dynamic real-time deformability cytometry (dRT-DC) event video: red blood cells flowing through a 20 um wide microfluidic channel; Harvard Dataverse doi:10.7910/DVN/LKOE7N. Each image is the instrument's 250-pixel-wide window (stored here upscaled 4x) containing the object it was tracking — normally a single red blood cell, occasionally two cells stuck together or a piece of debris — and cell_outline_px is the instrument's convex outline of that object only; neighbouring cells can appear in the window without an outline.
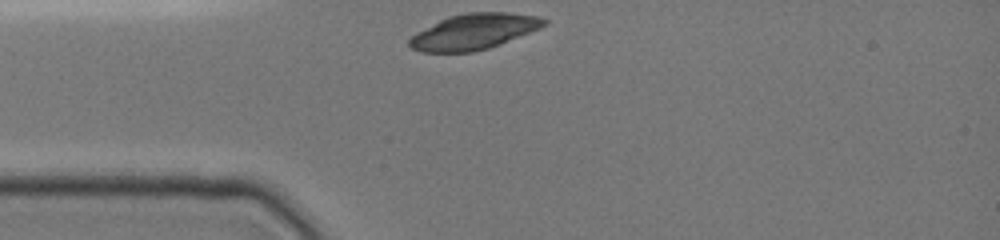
{"species": "common noctule bat (a hibernating species)", "species_latin": "Nyctalus noctula", "temperature_condition": "cold", "stored_images_in_passage": 30, "camera_frame_rate_fps": 3000, "um_per_image_px": 0.085, "animal": {"sex": "female", "body_mass_g": 19.0, "forearm_length_mm": 51.5}, "frame": {"image": 1, "passage_image": 1, "time_ms": 0.0, "image_size_px": [1000, 240], "cell_outline_px": [[548, 24], [540, 28], [500, 44], [488, 48], [472, 52], [420, 52], [412, 48], [408, 44], [408, 40], [416, 32], [448, 16], [468, 12], [508, 12], [540, 16], [548, 20]], "centroid_in_image_um": [40.3, 2.68], "position_along_channel_um": 44.7, "area_um2": 28.03}}
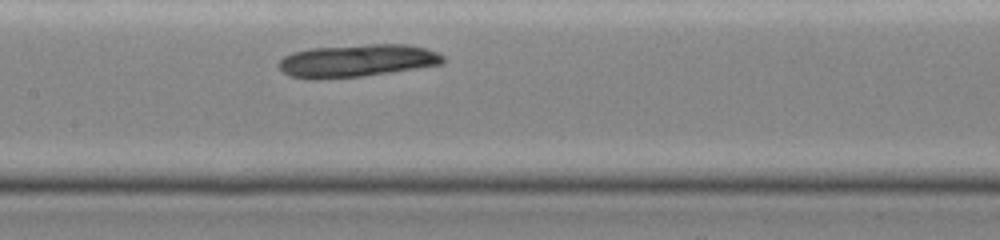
{"frame": {"image": 2, "passage_image": 12, "time_ms": 3.667, "image_size_px": [1000, 240], "cell_outline_px": [[444, 64], [392, 72], [364, 76], [316, 80], [312, 80], [288, 76], [280, 68], [280, 60], [284, 56], [292, 52], [312, 48], [368, 44], [404, 44], [428, 48], [444, 56]], "centroid_in_image_um": [30.35, 5.17], "position_along_channel_um": 177.0, "area_um2": 31.5}}
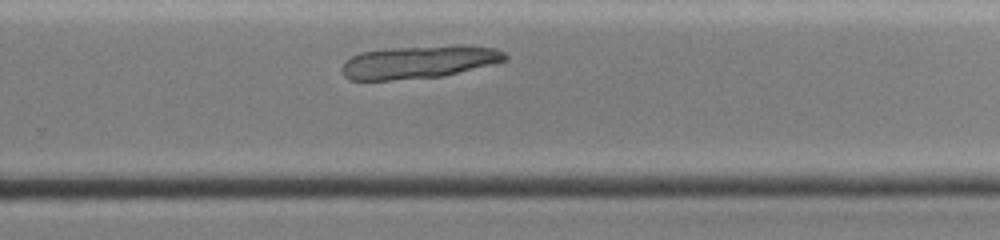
{"frame": {"image": 3, "passage_image": 23, "time_ms": 6.667, "image_size_px": [1000, 240], "cell_outline_px": [[508, 60], [444, 76], [388, 80], [352, 80], [344, 76], [340, 68], [352, 56], [360, 52], [388, 48], [456, 44], [464, 44], [496, 48], [504, 52], [508, 56]], "centroid_in_image_um": [35.66, 5.25], "position_along_channel_um": 294.1, "area_um2": 31.56}}